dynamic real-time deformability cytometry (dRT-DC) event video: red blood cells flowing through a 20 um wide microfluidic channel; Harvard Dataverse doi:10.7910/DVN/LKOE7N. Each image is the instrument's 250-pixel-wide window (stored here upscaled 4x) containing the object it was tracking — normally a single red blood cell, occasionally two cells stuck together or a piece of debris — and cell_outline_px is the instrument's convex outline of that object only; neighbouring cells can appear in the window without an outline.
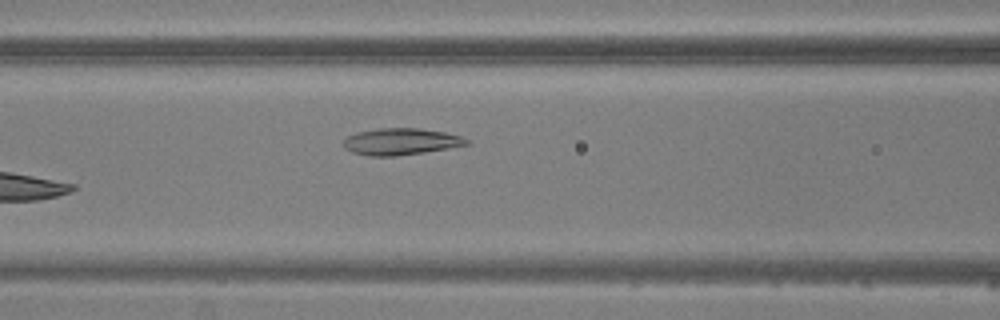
{"species": "common noctule bat (a hibernating species)", "species_latin": "Nyctalus noctula", "temperature_condition": "warm", "stored_images_in_passage": 3, "camera_frame_rate_fps": 3000, "um_per_image_px": 0.085, "animal": {"sex": "male", "body_mass_g": 20.5, "forearm_length_mm": 52.5}, "frame": {"image": 1, "passage_image": 3, "time_ms": 2.333, "image_size_px": [1000, 320], "cell_outline_px": [[472, 144], [424, 152], [396, 156], [368, 156], [352, 152], [344, 148], [344, 140], [348, 136], [356, 132], [380, 128], [420, 128], [444, 132], [460, 136], [472, 140]], "centroid_in_image_um": [34.1, 12.03], "position_along_channel_um": 132.5, "area_um2": 19.25}}